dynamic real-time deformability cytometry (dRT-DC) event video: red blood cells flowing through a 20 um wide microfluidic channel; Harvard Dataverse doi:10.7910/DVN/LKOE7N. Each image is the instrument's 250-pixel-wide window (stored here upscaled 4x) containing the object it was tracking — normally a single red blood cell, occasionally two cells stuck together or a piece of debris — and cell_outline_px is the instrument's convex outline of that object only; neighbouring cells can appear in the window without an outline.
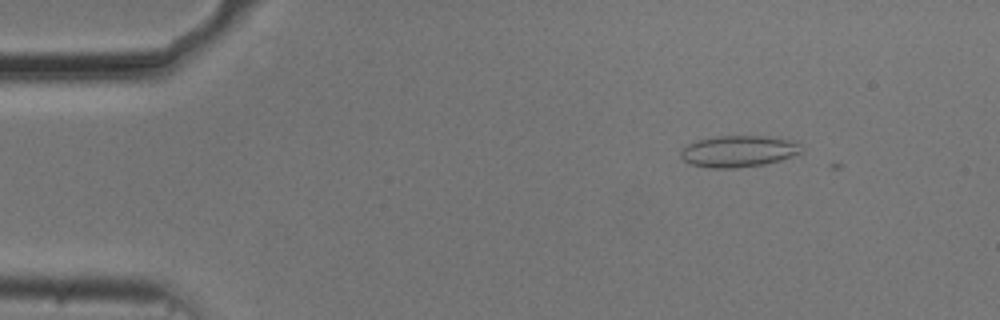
{"species": "common noctule bat (a hibernating species)", "species_latin": "Nyctalus noctula", "temperature_condition": "cold", "stored_images_in_passage": 6, "camera_frame_rate_fps": 3000, "um_per_image_px": 0.085, "animal": {"sex": "male", "body_mass_g": 20.5, "forearm_length_mm": 52.5}, "frame": {"image": 1, "passage_image": 2, "time_ms": 0.333, "image_size_px": [1000, 320], "cell_outline_px": [[804, 152], [780, 160], [764, 164], [736, 168], [708, 168], [688, 164], [680, 156], [680, 152], [688, 144], [696, 140], [716, 136], [764, 136], [796, 140], [800, 144]], "centroid_in_image_um": [62.79, 12.86], "position_along_channel_um": 22.2, "area_um2": 22.43}}